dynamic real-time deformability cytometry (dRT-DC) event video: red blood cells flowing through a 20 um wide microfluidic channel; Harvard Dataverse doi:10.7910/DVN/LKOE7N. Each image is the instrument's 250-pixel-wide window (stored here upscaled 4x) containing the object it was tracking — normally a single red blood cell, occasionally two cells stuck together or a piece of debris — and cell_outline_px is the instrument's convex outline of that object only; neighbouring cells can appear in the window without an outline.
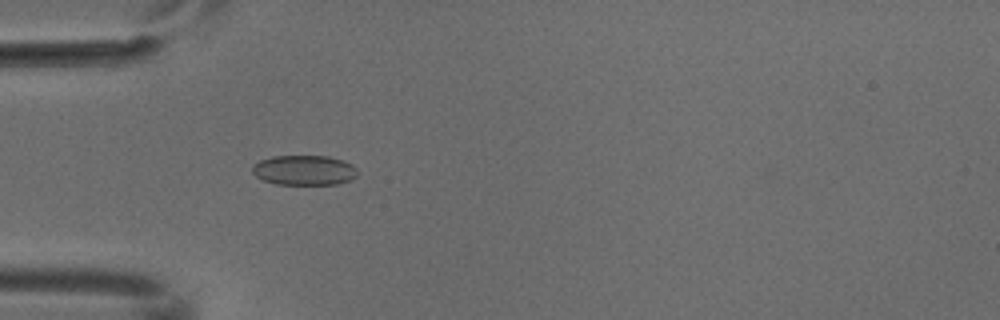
{"species": "common noctule bat (a hibernating species)", "species_latin": "Nyctalus noctula", "temperature_condition": "cold", "stored_images_in_passage": 1, "camera_frame_rate_fps": 3000, "um_per_image_px": 0.085, "animal": {"sex": "male", "body_mass_g": 18.8}, "frame": {"image": 1, "passage_image": 1, "time_ms": 0.0, "image_size_px": [1000, 320], "cell_outline_px": [[356, 176], [340, 184], [276, 184], [264, 180], [256, 176], [252, 172], [252, 164], [260, 160], [272, 156], [328, 156], [344, 160], [352, 164], [356, 168]], "centroid_in_image_um": [25.84, 14.46], "position_along_channel_um": 59.2, "area_um2": 18.38}}